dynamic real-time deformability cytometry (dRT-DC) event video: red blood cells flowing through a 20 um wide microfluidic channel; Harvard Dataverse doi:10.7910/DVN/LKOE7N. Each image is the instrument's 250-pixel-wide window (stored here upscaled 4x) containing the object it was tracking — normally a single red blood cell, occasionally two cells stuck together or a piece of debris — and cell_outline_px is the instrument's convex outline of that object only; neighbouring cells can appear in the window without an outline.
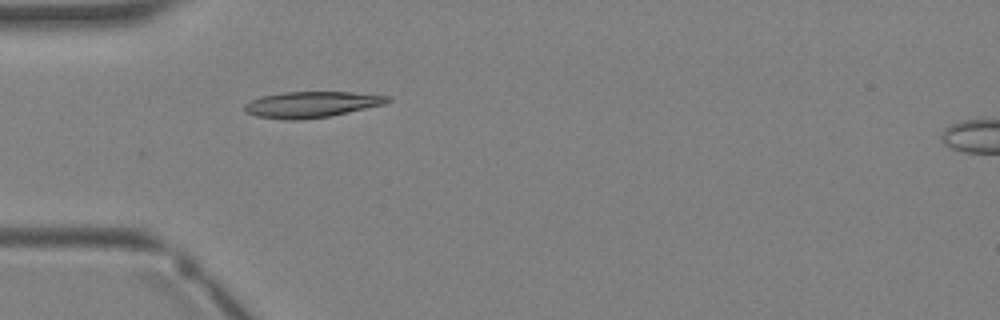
{"species": "Egyptian fruit bat (a non-hibernating species)", "species_latin": "Rousettus aegyptiacus", "temperature_condition": "warm", "stored_images_in_passage": 5, "camera_frame_rate_fps": 3000, "um_per_image_px": 0.085, "animal": {"sex": "female"}, "frame": {"image": 1, "passage_image": 4, "time_ms": 4.667, "image_size_px": [1000, 320], "cell_outline_px": [[392, 100], [384, 104], [332, 116], [300, 120], [284, 120], [256, 116], [244, 112], [244, 104], [260, 96], [284, 92], [352, 92], [392, 96]], "centroid_in_image_um": [26.48, 8.88], "position_along_channel_um": 58.5, "area_um2": 21.91}}